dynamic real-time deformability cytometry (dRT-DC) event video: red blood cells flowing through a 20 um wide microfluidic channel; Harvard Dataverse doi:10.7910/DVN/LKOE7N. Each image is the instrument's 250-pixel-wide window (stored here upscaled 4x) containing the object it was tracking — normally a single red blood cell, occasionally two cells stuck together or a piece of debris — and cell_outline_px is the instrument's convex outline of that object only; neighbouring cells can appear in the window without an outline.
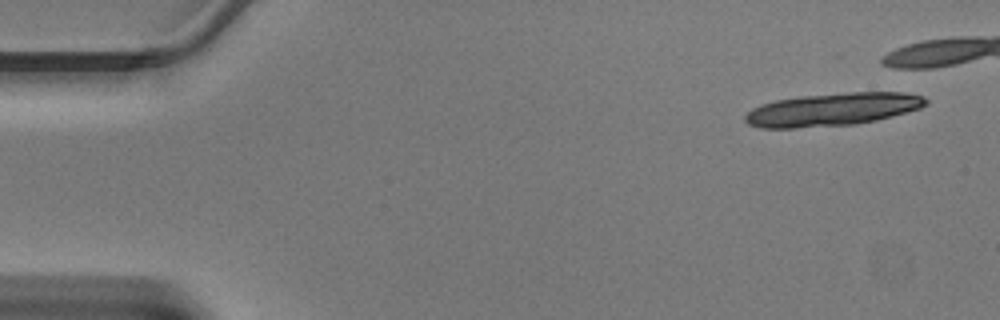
{"species": "Egyptian fruit bat (a non-hibernating species)", "species_latin": "Rousettus aegyptiacus", "temperature_condition": "warm", "stored_images_in_passage": 14, "camera_frame_rate_fps": 3000, "um_per_image_px": 0.085, "animal": {"sex": "male"}, "frame": {"image": 1, "passage_image": 1, "time_ms": 0.0, "image_size_px": [1000, 320], "cell_outline_px": [[928, 104], [920, 108], [892, 116], [876, 120], [856, 124], [796, 128], [760, 128], [748, 124], [744, 120], [744, 116], [752, 108], [760, 104], [776, 100], [800, 96], [848, 92], [904, 92], [924, 96], [928, 100]], "centroid_in_image_um": [70.76, 9.3], "position_along_channel_um": 14.2, "area_um2": 34.8}}